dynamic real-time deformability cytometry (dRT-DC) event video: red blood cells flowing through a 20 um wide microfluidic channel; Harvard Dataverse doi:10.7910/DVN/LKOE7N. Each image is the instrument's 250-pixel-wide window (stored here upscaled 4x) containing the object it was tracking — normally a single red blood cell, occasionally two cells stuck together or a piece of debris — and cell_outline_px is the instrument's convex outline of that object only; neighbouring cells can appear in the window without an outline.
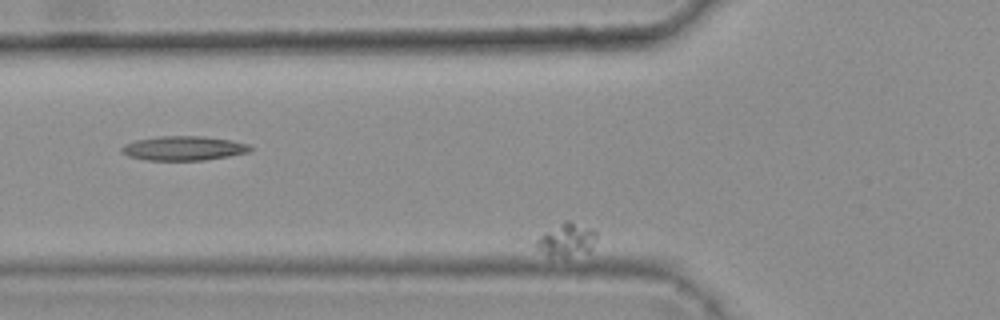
{"species": "common noctule bat (a hibernating species)", "species_latin": "Nyctalus noctula", "temperature_condition": "warm", "stored_images_in_passage": 7, "camera_frame_rate_fps": 3000, "um_per_image_px": 0.085, "animal": {"sex": "female", "body_mass_g": 25.1}, "frame": {"image": 1, "passage_image": 6, "time_ms": 1.667, "image_size_px": [1000, 320], "cell_outline_px": [[596, 240], [592, 252], [564, 260], [548, 256], [536, 248], [536, 240], [544, 232], [564, 220], [568, 220], [592, 228], [596, 232]], "centroid_in_image_um": [48.19, 20.45], "position_along_channel_um": 77.6, "area_um2": 12.43}}